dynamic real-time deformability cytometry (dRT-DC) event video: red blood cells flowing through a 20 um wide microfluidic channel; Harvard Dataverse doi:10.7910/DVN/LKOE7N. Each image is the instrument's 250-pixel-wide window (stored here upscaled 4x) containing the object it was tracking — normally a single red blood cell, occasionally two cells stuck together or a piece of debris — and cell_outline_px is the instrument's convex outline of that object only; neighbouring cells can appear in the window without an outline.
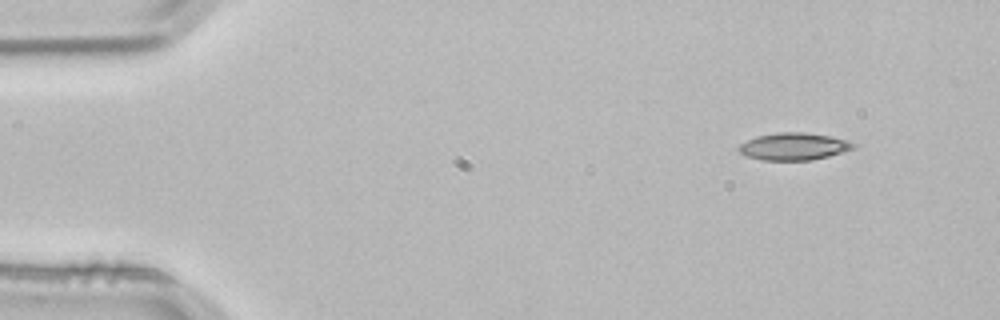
{"species": "common noctule bat (a hibernating species)", "species_latin": "Nyctalus noctula", "temperature_condition": "room temperature", "stored_images_in_passage": 4, "segment_of_instrument_passage": [2, 2], "camera_frame_rate_fps": 3000, "um_per_image_px": 0.085, "animal": {"sex": "male", "body_mass_g": 21.5, "forearm_length_mm": 52.0}, "frame": {"image": 1, "passage_image": 4, "time_ms": 1.0, "image_size_px": [1000, 320], "cell_outline_px": [[856, 144], [852, 148], [828, 156], [812, 160], [764, 160], [744, 156], [736, 148], [740, 144], [756, 136], [780, 132], [804, 132], [828, 136], [848, 140]], "centroid_in_image_um": [67.41, 12.45], "position_along_channel_um": 17.6, "area_um2": 18.03}}